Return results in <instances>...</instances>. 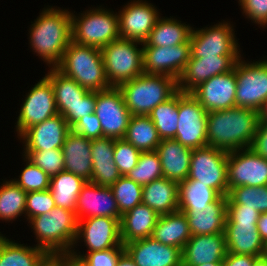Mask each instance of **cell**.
Masks as SVG:
<instances>
[{
  "mask_svg": "<svg viewBox=\"0 0 267 266\" xmlns=\"http://www.w3.org/2000/svg\"><path fill=\"white\" fill-rule=\"evenodd\" d=\"M259 119L258 111L242 107L208 112L207 145L227 152L250 148Z\"/></svg>",
  "mask_w": 267,
  "mask_h": 266,
  "instance_id": "cell-1",
  "label": "cell"
},
{
  "mask_svg": "<svg viewBox=\"0 0 267 266\" xmlns=\"http://www.w3.org/2000/svg\"><path fill=\"white\" fill-rule=\"evenodd\" d=\"M32 26L29 39L33 50L44 62L56 67L72 42L71 13L67 10L47 8Z\"/></svg>",
  "mask_w": 267,
  "mask_h": 266,
  "instance_id": "cell-2",
  "label": "cell"
},
{
  "mask_svg": "<svg viewBox=\"0 0 267 266\" xmlns=\"http://www.w3.org/2000/svg\"><path fill=\"white\" fill-rule=\"evenodd\" d=\"M56 68L88 91L97 92L111 88L99 48L83 46L72 41Z\"/></svg>",
  "mask_w": 267,
  "mask_h": 266,
  "instance_id": "cell-3",
  "label": "cell"
},
{
  "mask_svg": "<svg viewBox=\"0 0 267 266\" xmlns=\"http://www.w3.org/2000/svg\"><path fill=\"white\" fill-rule=\"evenodd\" d=\"M29 222L39 240L37 247L47 254H70L73 244L77 243L78 219L74 211L56 206Z\"/></svg>",
  "mask_w": 267,
  "mask_h": 266,
  "instance_id": "cell-4",
  "label": "cell"
},
{
  "mask_svg": "<svg viewBox=\"0 0 267 266\" xmlns=\"http://www.w3.org/2000/svg\"><path fill=\"white\" fill-rule=\"evenodd\" d=\"M131 115H149L177 91V80L167 75L142 74L118 86Z\"/></svg>",
  "mask_w": 267,
  "mask_h": 266,
  "instance_id": "cell-5",
  "label": "cell"
},
{
  "mask_svg": "<svg viewBox=\"0 0 267 266\" xmlns=\"http://www.w3.org/2000/svg\"><path fill=\"white\" fill-rule=\"evenodd\" d=\"M140 43L119 38L101 49L105 74L111 87H118L144 73L143 49L137 48Z\"/></svg>",
  "mask_w": 267,
  "mask_h": 266,
  "instance_id": "cell-6",
  "label": "cell"
},
{
  "mask_svg": "<svg viewBox=\"0 0 267 266\" xmlns=\"http://www.w3.org/2000/svg\"><path fill=\"white\" fill-rule=\"evenodd\" d=\"M81 15L80 18H76L71 13L74 43L102 49L105 45L120 38L117 14L97 8Z\"/></svg>",
  "mask_w": 267,
  "mask_h": 266,
  "instance_id": "cell-7",
  "label": "cell"
},
{
  "mask_svg": "<svg viewBox=\"0 0 267 266\" xmlns=\"http://www.w3.org/2000/svg\"><path fill=\"white\" fill-rule=\"evenodd\" d=\"M228 152L212 146L193 149L188 179L215 189L221 196L228 195Z\"/></svg>",
  "mask_w": 267,
  "mask_h": 266,
  "instance_id": "cell-8",
  "label": "cell"
},
{
  "mask_svg": "<svg viewBox=\"0 0 267 266\" xmlns=\"http://www.w3.org/2000/svg\"><path fill=\"white\" fill-rule=\"evenodd\" d=\"M208 112L191 93L178 91V128L175 140L189 149L207 146Z\"/></svg>",
  "mask_w": 267,
  "mask_h": 266,
  "instance_id": "cell-9",
  "label": "cell"
},
{
  "mask_svg": "<svg viewBox=\"0 0 267 266\" xmlns=\"http://www.w3.org/2000/svg\"><path fill=\"white\" fill-rule=\"evenodd\" d=\"M236 107L260 111L267 99V60L235 64Z\"/></svg>",
  "mask_w": 267,
  "mask_h": 266,
  "instance_id": "cell-10",
  "label": "cell"
},
{
  "mask_svg": "<svg viewBox=\"0 0 267 266\" xmlns=\"http://www.w3.org/2000/svg\"><path fill=\"white\" fill-rule=\"evenodd\" d=\"M94 113L100 120L102 137L124 138L131 114L118 87L96 92Z\"/></svg>",
  "mask_w": 267,
  "mask_h": 266,
  "instance_id": "cell-11",
  "label": "cell"
},
{
  "mask_svg": "<svg viewBox=\"0 0 267 266\" xmlns=\"http://www.w3.org/2000/svg\"><path fill=\"white\" fill-rule=\"evenodd\" d=\"M227 183L228 192L239 186L267 185V159L251 148L228 152Z\"/></svg>",
  "mask_w": 267,
  "mask_h": 266,
  "instance_id": "cell-12",
  "label": "cell"
},
{
  "mask_svg": "<svg viewBox=\"0 0 267 266\" xmlns=\"http://www.w3.org/2000/svg\"><path fill=\"white\" fill-rule=\"evenodd\" d=\"M24 101L17 118L19 136L33 125L58 114L53 86L46 77L34 85Z\"/></svg>",
  "mask_w": 267,
  "mask_h": 266,
  "instance_id": "cell-13",
  "label": "cell"
},
{
  "mask_svg": "<svg viewBox=\"0 0 267 266\" xmlns=\"http://www.w3.org/2000/svg\"><path fill=\"white\" fill-rule=\"evenodd\" d=\"M144 74L167 75L178 80L191 56V43L143 46Z\"/></svg>",
  "mask_w": 267,
  "mask_h": 266,
  "instance_id": "cell-14",
  "label": "cell"
},
{
  "mask_svg": "<svg viewBox=\"0 0 267 266\" xmlns=\"http://www.w3.org/2000/svg\"><path fill=\"white\" fill-rule=\"evenodd\" d=\"M229 25L228 22H223L211 28L192 30L190 58L240 55L233 29Z\"/></svg>",
  "mask_w": 267,
  "mask_h": 266,
  "instance_id": "cell-15",
  "label": "cell"
},
{
  "mask_svg": "<svg viewBox=\"0 0 267 266\" xmlns=\"http://www.w3.org/2000/svg\"><path fill=\"white\" fill-rule=\"evenodd\" d=\"M240 57L239 55H219L190 58L177 80L178 91L191 93L211 77L233 70Z\"/></svg>",
  "mask_w": 267,
  "mask_h": 266,
  "instance_id": "cell-16",
  "label": "cell"
},
{
  "mask_svg": "<svg viewBox=\"0 0 267 266\" xmlns=\"http://www.w3.org/2000/svg\"><path fill=\"white\" fill-rule=\"evenodd\" d=\"M236 76L233 70L201 83L191 94L207 112L236 107Z\"/></svg>",
  "mask_w": 267,
  "mask_h": 266,
  "instance_id": "cell-17",
  "label": "cell"
},
{
  "mask_svg": "<svg viewBox=\"0 0 267 266\" xmlns=\"http://www.w3.org/2000/svg\"><path fill=\"white\" fill-rule=\"evenodd\" d=\"M84 238L88 252L109 248H125L121 241L120 220L111 217H92L78 220L76 241Z\"/></svg>",
  "mask_w": 267,
  "mask_h": 266,
  "instance_id": "cell-18",
  "label": "cell"
},
{
  "mask_svg": "<svg viewBox=\"0 0 267 266\" xmlns=\"http://www.w3.org/2000/svg\"><path fill=\"white\" fill-rule=\"evenodd\" d=\"M118 14L121 39L144 42L156 25L159 14L152 4L133 1Z\"/></svg>",
  "mask_w": 267,
  "mask_h": 266,
  "instance_id": "cell-19",
  "label": "cell"
},
{
  "mask_svg": "<svg viewBox=\"0 0 267 266\" xmlns=\"http://www.w3.org/2000/svg\"><path fill=\"white\" fill-rule=\"evenodd\" d=\"M124 247L136 266H182V249L152 237L130 241Z\"/></svg>",
  "mask_w": 267,
  "mask_h": 266,
  "instance_id": "cell-20",
  "label": "cell"
},
{
  "mask_svg": "<svg viewBox=\"0 0 267 266\" xmlns=\"http://www.w3.org/2000/svg\"><path fill=\"white\" fill-rule=\"evenodd\" d=\"M75 214L78 220L111 217L121 220V214L110 187L86 182L77 198ZM85 217V218H84Z\"/></svg>",
  "mask_w": 267,
  "mask_h": 266,
  "instance_id": "cell-21",
  "label": "cell"
},
{
  "mask_svg": "<svg viewBox=\"0 0 267 266\" xmlns=\"http://www.w3.org/2000/svg\"><path fill=\"white\" fill-rule=\"evenodd\" d=\"M71 127L61 114L28 128L20 138L25 141L24 151L62 149Z\"/></svg>",
  "mask_w": 267,
  "mask_h": 266,
  "instance_id": "cell-22",
  "label": "cell"
},
{
  "mask_svg": "<svg viewBox=\"0 0 267 266\" xmlns=\"http://www.w3.org/2000/svg\"><path fill=\"white\" fill-rule=\"evenodd\" d=\"M187 216L191 235L224 233L227 215V196H219L208 206L178 208Z\"/></svg>",
  "mask_w": 267,
  "mask_h": 266,
  "instance_id": "cell-23",
  "label": "cell"
},
{
  "mask_svg": "<svg viewBox=\"0 0 267 266\" xmlns=\"http://www.w3.org/2000/svg\"><path fill=\"white\" fill-rule=\"evenodd\" d=\"M226 254L225 233L192 235L182 249V266L222 261Z\"/></svg>",
  "mask_w": 267,
  "mask_h": 266,
  "instance_id": "cell-24",
  "label": "cell"
},
{
  "mask_svg": "<svg viewBox=\"0 0 267 266\" xmlns=\"http://www.w3.org/2000/svg\"><path fill=\"white\" fill-rule=\"evenodd\" d=\"M114 143L107 137L91 140V183L111 187L122 176L114 162Z\"/></svg>",
  "mask_w": 267,
  "mask_h": 266,
  "instance_id": "cell-25",
  "label": "cell"
},
{
  "mask_svg": "<svg viewBox=\"0 0 267 266\" xmlns=\"http://www.w3.org/2000/svg\"><path fill=\"white\" fill-rule=\"evenodd\" d=\"M224 233L228 253L264 255L265 243L257 230V223H232L226 217Z\"/></svg>",
  "mask_w": 267,
  "mask_h": 266,
  "instance_id": "cell-26",
  "label": "cell"
},
{
  "mask_svg": "<svg viewBox=\"0 0 267 266\" xmlns=\"http://www.w3.org/2000/svg\"><path fill=\"white\" fill-rule=\"evenodd\" d=\"M65 171L71 172L86 180L91 181L92 158L91 139L83 137L71 130L62 147Z\"/></svg>",
  "mask_w": 267,
  "mask_h": 266,
  "instance_id": "cell-27",
  "label": "cell"
},
{
  "mask_svg": "<svg viewBox=\"0 0 267 266\" xmlns=\"http://www.w3.org/2000/svg\"><path fill=\"white\" fill-rule=\"evenodd\" d=\"M163 177L180 182L188 178L193 150L175 139H163L157 146Z\"/></svg>",
  "mask_w": 267,
  "mask_h": 266,
  "instance_id": "cell-28",
  "label": "cell"
},
{
  "mask_svg": "<svg viewBox=\"0 0 267 266\" xmlns=\"http://www.w3.org/2000/svg\"><path fill=\"white\" fill-rule=\"evenodd\" d=\"M158 217L153 209L142 203L124 213L120 220L122 244L151 237Z\"/></svg>",
  "mask_w": 267,
  "mask_h": 266,
  "instance_id": "cell-29",
  "label": "cell"
},
{
  "mask_svg": "<svg viewBox=\"0 0 267 266\" xmlns=\"http://www.w3.org/2000/svg\"><path fill=\"white\" fill-rule=\"evenodd\" d=\"M179 182L160 178L143 185L142 204L153 209L158 215L178 211Z\"/></svg>",
  "mask_w": 267,
  "mask_h": 266,
  "instance_id": "cell-30",
  "label": "cell"
},
{
  "mask_svg": "<svg viewBox=\"0 0 267 266\" xmlns=\"http://www.w3.org/2000/svg\"><path fill=\"white\" fill-rule=\"evenodd\" d=\"M191 236L187 216L178 210L159 215L151 237L165 245L183 249Z\"/></svg>",
  "mask_w": 267,
  "mask_h": 266,
  "instance_id": "cell-31",
  "label": "cell"
},
{
  "mask_svg": "<svg viewBox=\"0 0 267 266\" xmlns=\"http://www.w3.org/2000/svg\"><path fill=\"white\" fill-rule=\"evenodd\" d=\"M192 28L171 18L158 19L143 46L168 47L190 41Z\"/></svg>",
  "mask_w": 267,
  "mask_h": 266,
  "instance_id": "cell-32",
  "label": "cell"
},
{
  "mask_svg": "<svg viewBox=\"0 0 267 266\" xmlns=\"http://www.w3.org/2000/svg\"><path fill=\"white\" fill-rule=\"evenodd\" d=\"M86 182L83 178L65 170L51 177L49 190L55 205L75 212L78 195Z\"/></svg>",
  "mask_w": 267,
  "mask_h": 266,
  "instance_id": "cell-33",
  "label": "cell"
},
{
  "mask_svg": "<svg viewBox=\"0 0 267 266\" xmlns=\"http://www.w3.org/2000/svg\"><path fill=\"white\" fill-rule=\"evenodd\" d=\"M124 139L140 152L156 151L161 142L154 122L148 115H131Z\"/></svg>",
  "mask_w": 267,
  "mask_h": 266,
  "instance_id": "cell-34",
  "label": "cell"
},
{
  "mask_svg": "<svg viewBox=\"0 0 267 266\" xmlns=\"http://www.w3.org/2000/svg\"><path fill=\"white\" fill-rule=\"evenodd\" d=\"M52 84L56 107L62 114L70 106L75 105L89 92L80 86L75 80L64 75L56 67H52L45 76Z\"/></svg>",
  "mask_w": 267,
  "mask_h": 266,
  "instance_id": "cell-35",
  "label": "cell"
},
{
  "mask_svg": "<svg viewBox=\"0 0 267 266\" xmlns=\"http://www.w3.org/2000/svg\"><path fill=\"white\" fill-rule=\"evenodd\" d=\"M48 254L36 247H26L0 234V266H39Z\"/></svg>",
  "mask_w": 267,
  "mask_h": 266,
  "instance_id": "cell-36",
  "label": "cell"
},
{
  "mask_svg": "<svg viewBox=\"0 0 267 266\" xmlns=\"http://www.w3.org/2000/svg\"><path fill=\"white\" fill-rule=\"evenodd\" d=\"M219 196L220 194L215 189L206 186V184L186 178L179 182L178 208L208 206Z\"/></svg>",
  "mask_w": 267,
  "mask_h": 266,
  "instance_id": "cell-37",
  "label": "cell"
},
{
  "mask_svg": "<svg viewBox=\"0 0 267 266\" xmlns=\"http://www.w3.org/2000/svg\"><path fill=\"white\" fill-rule=\"evenodd\" d=\"M163 139H174L178 128V91L148 115Z\"/></svg>",
  "mask_w": 267,
  "mask_h": 266,
  "instance_id": "cell-38",
  "label": "cell"
},
{
  "mask_svg": "<svg viewBox=\"0 0 267 266\" xmlns=\"http://www.w3.org/2000/svg\"><path fill=\"white\" fill-rule=\"evenodd\" d=\"M26 194L13 180L0 187V219L13 220L25 212Z\"/></svg>",
  "mask_w": 267,
  "mask_h": 266,
  "instance_id": "cell-39",
  "label": "cell"
},
{
  "mask_svg": "<svg viewBox=\"0 0 267 266\" xmlns=\"http://www.w3.org/2000/svg\"><path fill=\"white\" fill-rule=\"evenodd\" d=\"M227 201L230 204H240L242 208L256 209L260 213H266L267 185L234 187L228 192Z\"/></svg>",
  "mask_w": 267,
  "mask_h": 266,
  "instance_id": "cell-40",
  "label": "cell"
},
{
  "mask_svg": "<svg viewBox=\"0 0 267 266\" xmlns=\"http://www.w3.org/2000/svg\"><path fill=\"white\" fill-rule=\"evenodd\" d=\"M110 188L121 215L142 203L143 186L126 176H121Z\"/></svg>",
  "mask_w": 267,
  "mask_h": 266,
  "instance_id": "cell-41",
  "label": "cell"
},
{
  "mask_svg": "<svg viewBox=\"0 0 267 266\" xmlns=\"http://www.w3.org/2000/svg\"><path fill=\"white\" fill-rule=\"evenodd\" d=\"M126 177L142 186L162 178L163 171L158 153L156 151L141 152L137 165Z\"/></svg>",
  "mask_w": 267,
  "mask_h": 266,
  "instance_id": "cell-42",
  "label": "cell"
},
{
  "mask_svg": "<svg viewBox=\"0 0 267 266\" xmlns=\"http://www.w3.org/2000/svg\"><path fill=\"white\" fill-rule=\"evenodd\" d=\"M24 153L25 158L41 168L50 177L65 170L62 149L24 151Z\"/></svg>",
  "mask_w": 267,
  "mask_h": 266,
  "instance_id": "cell-43",
  "label": "cell"
},
{
  "mask_svg": "<svg viewBox=\"0 0 267 266\" xmlns=\"http://www.w3.org/2000/svg\"><path fill=\"white\" fill-rule=\"evenodd\" d=\"M26 161L27 165L24 170H22V173L19 177L20 179H13V181L27 193L48 190L51 177L27 158Z\"/></svg>",
  "mask_w": 267,
  "mask_h": 266,
  "instance_id": "cell-44",
  "label": "cell"
},
{
  "mask_svg": "<svg viewBox=\"0 0 267 266\" xmlns=\"http://www.w3.org/2000/svg\"><path fill=\"white\" fill-rule=\"evenodd\" d=\"M140 151L124 138L114 143V162L122 176H126L138 162Z\"/></svg>",
  "mask_w": 267,
  "mask_h": 266,
  "instance_id": "cell-45",
  "label": "cell"
},
{
  "mask_svg": "<svg viewBox=\"0 0 267 266\" xmlns=\"http://www.w3.org/2000/svg\"><path fill=\"white\" fill-rule=\"evenodd\" d=\"M125 248H109L101 251H92L88 254L77 255L76 252H70V257L78 261L81 266H116L120 255Z\"/></svg>",
  "mask_w": 267,
  "mask_h": 266,
  "instance_id": "cell-46",
  "label": "cell"
},
{
  "mask_svg": "<svg viewBox=\"0 0 267 266\" xmlns=\"http://www.w3.org/2000/svg\"><path fill=\"white\" fill-rule=\"evenodd\" d=\"M55 202L50 190L28 192L26 194L25 213L30 220L33 217L46 214L55 208Z\"/></svg>",
  "mask_w": 267,
  "mask_h": 266,
  "instance_id": "cell-47",
  "label": "cell"
},
{
  "mask_svg": "<svg viewBox=\"0 0 267 266\" xmlns=\"http://www.w3.org/2000/svg\"><path fill=\"white\" fill-rule=\"evenodd\" d=\"M96 102V92L89 91L82 100H79L75 105L70 106L61 115L67 121V124L72 127L83 116L94 113Z\"/></svg>",
  "mask_w": 267,
  "mask_h": 266,
  "instance_id": "cell-48",
  "label": "cell"
},
{
  "mask_svg": "<svg viewBox=\"0 0 267 266\" xmlns=\"http://www.w3.org/2000/svg\"><path fill=\"white\" fill-rule=\"evenodd\" d=\"M75 133L88 139H97L102 137V127L100 120L95 113L83 116L72 127Z\"/></svg>",
  "mask_w": 267,
  "mask_h": 266,
  "instance_id": "cell-49",
  "label": "cell"
},
{
  "mask_svg": "<svg viewBox=\"0 0 267 266\" xmlns=\"http://www.w3.org/2000/svg\"><path fill=\"white\" fill-rule=\"evenodd\" d=\"M240 5L248 18L261 26L267 24V0H243Z\"/></svg>",
  "mask_w": 267,
  "mask_h": 266,
  "instance_id": "cell-50",
  "label": "cell"
},
{
  "mask_svg": "<svg viewBox=\"0 0 267 266\" xmlns=\"http://www.w3.org/2000/svg\"><path fill=\"white\" fill-rule=\"evenodd\" d=\"M260 214L256 209L242 208L240 204H230L227 201L226 217L232 223H257Z\"/></svg>",
  "mask_w": 267,
  "mask_h": 266,
  "instance_id": "cell-51",
  "label": "cell"
},
{
  "mask_svg": "<svg viewBox=\"0 0 267 266\" xmlns=\"http://www.w3.org/2000/svg\"><path fill=\"white\" fill-rule=\"evenodd\" d=\"M250 148L267 159V119H259V125Z\"/></svg>",
  "mask_w": 267,
  "mask_h": 266,
  "instance_id": "cell-52",
  "label": "cell"
},
{
  "mask_svg": "<svg viewBox=\"0 0 267 266\" xmlns=\"http://www.w3.org/2000/svg\"><path fill=\"white\" fill-rule=\"evenodd\" d=\"M257 257L249 254L228 253L224 258V266H253Z\"/></svg>",
  "mask_w": 267,
  "mask_h": 266,
  "instance_id": "cell-53",
  "label": "cell"
},
{
  "mask_svg": "<svg viewBox=\"0 0 267 266\" xmlns=\"http://www.w3.org/2000/svg\"><path fill=\"white\" fill-rule=\"evenodd\" d=\"M257 230L264 243L267 242V212L261 213L257 222Z\"/></svg>",
  "mask_w": 267,
  "mask_h": 266,
  "instance_id": "cell-54",
  "label": "cell"
},
{
  "mask_svg": "<svg viewBox=\"0 0 267 266\" xmlns=\"http://www.w3.org/2000/svg\"><path fill=\"white\" fill-rule=\"evenodd\" d=\"M39 266H61V254H48Z\"/></svg>",
  "mask_w": 267,
  "mask_h": 266,
  "instance_id": "cell-55",
  "label": "cell"
},
{
  "mask_svg": "<svg viewBox=\"0 0 267 266\" xmlns=\"http://www.w3.org/2000/svg\"><path fill=\"white\" fill-rule=\"evenodd\" d=\"M116 266H136V264L133 259L128 255V253L124 251L120 255Z\"/></svg>",
  "mask_w": 267,
  "mask_h": 266,
  "instance_id": "cell-56",
  "label": "cell"
},
{
  "mask_svg": "<svg viewBox=\"0 0 267 266\" xmlns=\"http://www.w3.org/2000/svg\"><path fill=\"white\" fill-rule=\"evenodd\" d=\"M61 266H81L78 261L73 260L69 254H61Z\"/></svg>",
  "mask_w": 267,
  "mask_h": 266,
  "instance_id": "cell-57",
  "label": "cell"
},
{
  "mask_svg": "<svg viewBox=\"0 0 267 266\" xmlns=\"http://www.w3.org/2000/svg\"><path fill=\"white\" fill-rule=\"evenodd\" d=\"M253 266H267V257L265 255L257 257Z\"/></svg>",
  "mask_w": 267,
  "mask_h": 266,
  "instance_id": "cell-58",
  "label": "cell"
},
{
  "mask_svg": "<svg viewBox=\"0 0 267 266\" xmlns=\"http://www.w3.org/2000/svg\"><path fill=\"white\" fill-rule=\"evenodd\" d=\"M260 119H267V99L265 100L262 108L259 111Z\"/></svg>",
  "mask_w": 267,
  "mask_h": 266,
  "instance_id": "cell-59",
  "label": "cell"
},
{
  "mask_svg": "<svg viewBox=\"0 0 267 266\" xmlns=\"http://www.w3.org/2000/svg\"><path fill=\"white\" fill-rule=\"evenodd\" d=\"M198 266H224V261H218V262H212V263H207V264H201Z\"/></svg>",
  "mask_w": 267,
  "mask_h": 266,
  "instance_id": "cell-60",
  "label": "cell"
},
{
  "mask_svg": "<svg viewBox=\"0 0 267 266\" xmlns=\"http://www.w3.org/2000/svg\"><path fill=\"white\" fill-rule=\"evenodd\" d=\"M264 255L267 257V242L265 243V251H264Z\"/></svg>",
  "mask_w": 267,
  "mask_h": 266,
  "instance_id": "cell-61",
  "label": "cell"
}]
</instances>
